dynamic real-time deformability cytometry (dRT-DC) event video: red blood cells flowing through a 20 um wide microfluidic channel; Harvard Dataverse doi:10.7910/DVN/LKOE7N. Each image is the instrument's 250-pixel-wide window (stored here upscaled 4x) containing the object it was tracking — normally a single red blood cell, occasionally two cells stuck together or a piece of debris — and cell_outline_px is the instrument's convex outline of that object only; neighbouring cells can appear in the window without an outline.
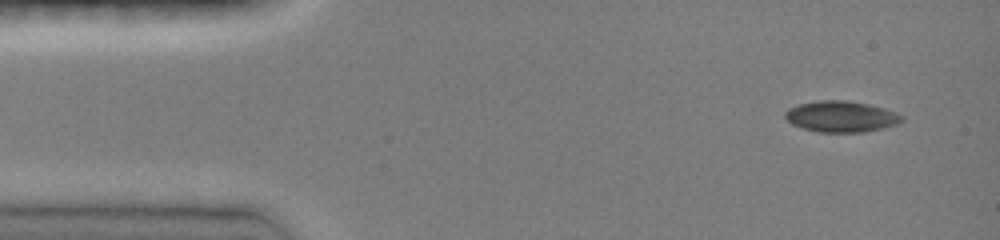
{"species": "common noctule bat (a hibernating species)", "species_latin": "Nyctalus noctula", "temperature_condition": "room temperature", "stored_images_in_passage": 24, "camera_frame_rate_fps": 3000, "um_per_image_px": 0.085, "animal": {"sex": "female", "body_mass_g": 19.0, "forearm_length_mm": 51.5}, "frame": {"image": 1, "passage_image": 1, "time_ms": 0.0, "image_size_px": [1000, 240], "cell_outline_px": [[904, 120], [896, 124], [884, 128], [864, 132], [816, 132], [792, 124], [784, 116], [784, 112], [788, 108], [800, 104], [820, 100], [844, 100], [868, 104], [884, 108], [896, 112], [904, 116]], "centroid_in_image_um": [71.51, 9.91], "position_along_channel_um": 13.5, "area_um2": 21.15}}
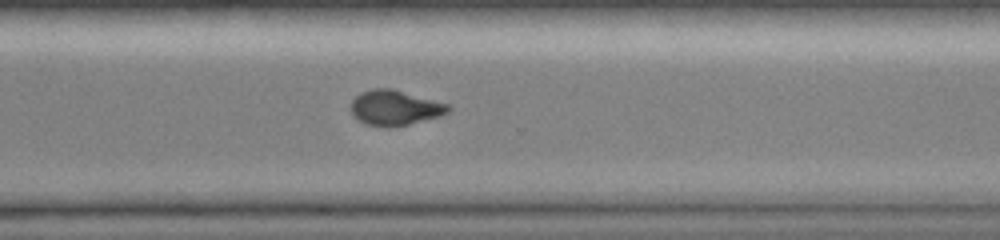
{"frame": {"image": 2, "passage_image": 15, "time_ms": 10.0, "image_size_px": [1000, 240], "cell_outline_px": [[452, 108], [448, 112], [440, 116], [408, 124], [388, 128], [368, 124], [360, 120], [352, 112], [352, 100], [360, 92], [372, 88], [392, 88], [448, 104]], "centroid_in_image_um": [33.58, 9.15], "position_along_channel_um": 337.0, "area_um2": 19.71}}
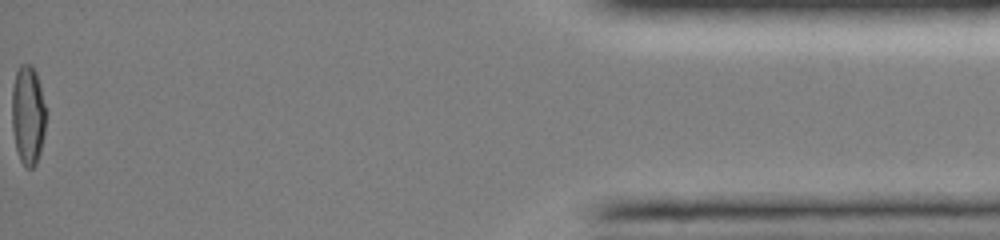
{"frame": {"image": 3, "passage_image": 24, "time_ms": 14.333, "image_size_px": [1000, 240], "cell_outline_px": [[48, 112], [40, 152], [36, 164], [32, 168], [24, 168], [20, 160], [16, 148], [12, 128], [12, 88], [16, 72], [20, 64], [32, 64], [36, 72]], "centroid_in_image_um": [2.39, 9.77], "position_along_channel_um": 432.8, "area_um2": 20.11}}